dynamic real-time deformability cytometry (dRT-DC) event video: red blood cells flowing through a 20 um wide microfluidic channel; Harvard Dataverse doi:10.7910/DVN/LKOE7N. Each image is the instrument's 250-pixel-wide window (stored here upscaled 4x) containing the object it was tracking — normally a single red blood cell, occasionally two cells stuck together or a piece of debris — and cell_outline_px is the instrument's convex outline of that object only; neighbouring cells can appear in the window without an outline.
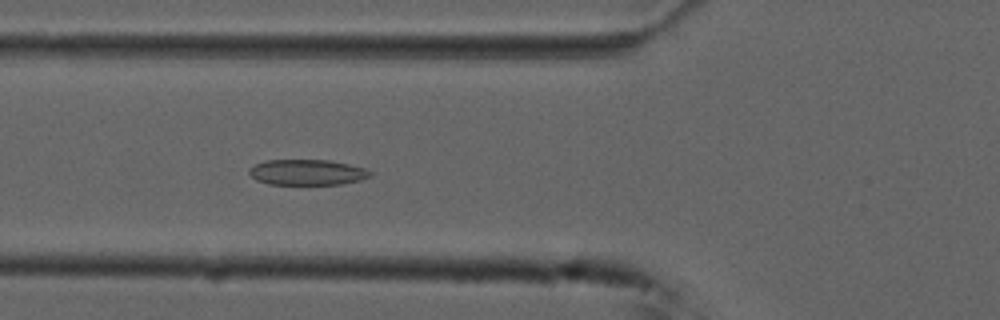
{"species": "common noctule bat (a hibernating species)", "species_latin": "Nyctalus noctula", "temperature_condition": "cold", "stored_images_in_passage": 46, "camera_frame_rate_fps": 3000, "um_per_image_px": 0.085, "animal": {"sex": "male", "forearm_length_mm": 52.5}, "frame": {"image": 1, "passage_image": 11, "time_ms": 3.333, "image_size_px": [1000, 320], "cell_outline_px": [[372, 176], [360, 180], [340, 184], [268, 184], [256, 180], [248, 172], [248, 168], [256, 164], [268, 160], [332, 160], [364, 168], [372, 172]], "centroid_in_image_um": [26.11, 14.64], "position_along_channel_um": 99.7, "area_um2": 18.03}}
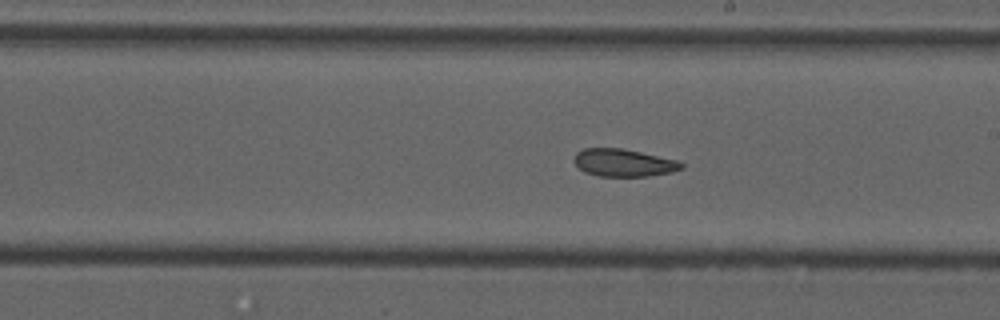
{"frame": {"image": 2, "passage_image": 22, "time_ms": 7.0, "image_size_px": [1000, 320], "cell_outline_px": [[684, 168], [672, 172], [648, 176], [600, 176], [584, 172], [572, 160], [576, 152], [584, 148], [620, 148], [640, 152], [676, 160], [684, 164]], "centroid_in_image_um": [52.99, 13.83], "position_along_channel_um": 236.0, "area_um2": 17.17}}
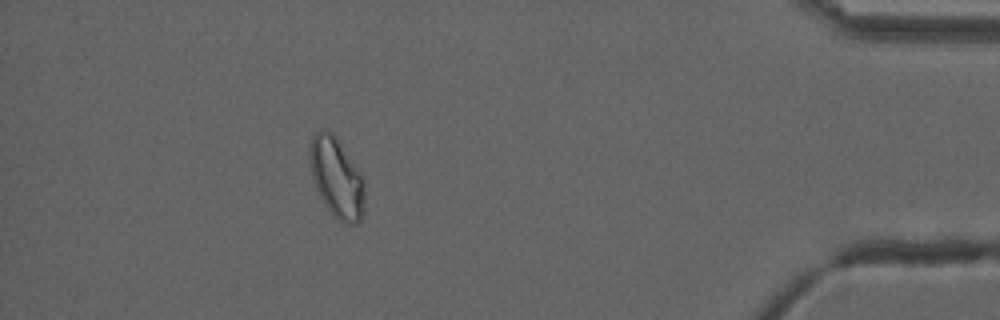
{"frame": {"image": 3, "passage_image": 40, "time_ms": 13.0, "image_size_px": [1000, 320], "cell_outline_px": [[364, 208], [360, 220], [352, 224], [348, 224], [340, 220], [324, 204], [316, 188], [312, 176], [308, 156], [308, 148], [312, 136], [316, 132], [332, 132], [336, 136], [360, 172], [364, 180]], "centroid_in_image_um": [28.6, 15.08], "position_along_channel_um": 406.6, "area_um2": 25.32}, "authors_computed_cell_mechanics": {"area_um2": 19.6231, "velocity_mm_per_s": 3.7125, "shape_relaxation_time_tau1_ms": null, "shape_relaxation_time_tau2_ms": 3.332, "deformation_change_tau1": null, "deformation_change_tau2": 0.0911}}